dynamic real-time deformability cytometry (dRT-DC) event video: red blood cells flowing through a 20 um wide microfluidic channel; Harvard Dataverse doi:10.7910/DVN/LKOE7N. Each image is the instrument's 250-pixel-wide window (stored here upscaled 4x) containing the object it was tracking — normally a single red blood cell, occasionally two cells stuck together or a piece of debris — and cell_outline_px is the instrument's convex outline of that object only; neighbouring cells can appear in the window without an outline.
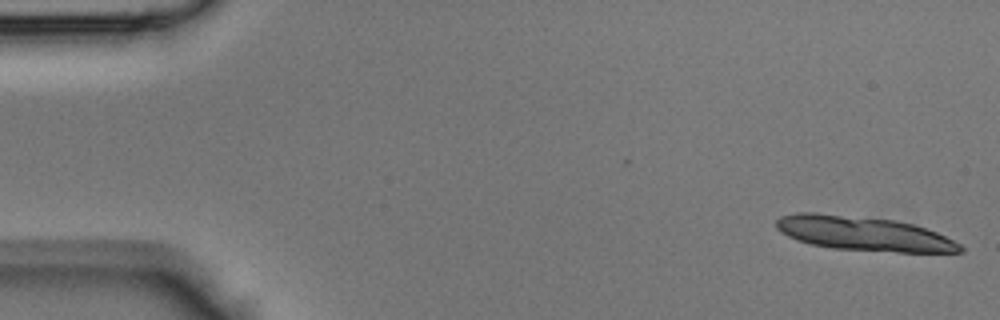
{"species": "Egyptian fruit bat (a non-hibernating species)", "species_latin": "Rousettus aegyptiacus", "temperature_condition": "room temperature", "stored_images_in_passage": 11, "camera_frame_rate_fps": 3000, "um_per_image_px": 0.085, "animal": {"sex": "male"}, "frame": {"image": 1, "passage_image": 1, "time_ms": 0.0, "image_size_px": [1000, 320], "cell_outline_px": [[964, 252], [896, 252], [832, 248], [812, 244], [796, 240], [780, 232], [776, 228], [776, 220], [780, 216], [796, 212], [816, 212], [896, 220], [912, 224], [936, 232], [960, 244], [964, 248]], "centroid_in_image_um": [73.36, 19.85], "position_along_channel_um": 11.6, "area_um2": 36.76}}